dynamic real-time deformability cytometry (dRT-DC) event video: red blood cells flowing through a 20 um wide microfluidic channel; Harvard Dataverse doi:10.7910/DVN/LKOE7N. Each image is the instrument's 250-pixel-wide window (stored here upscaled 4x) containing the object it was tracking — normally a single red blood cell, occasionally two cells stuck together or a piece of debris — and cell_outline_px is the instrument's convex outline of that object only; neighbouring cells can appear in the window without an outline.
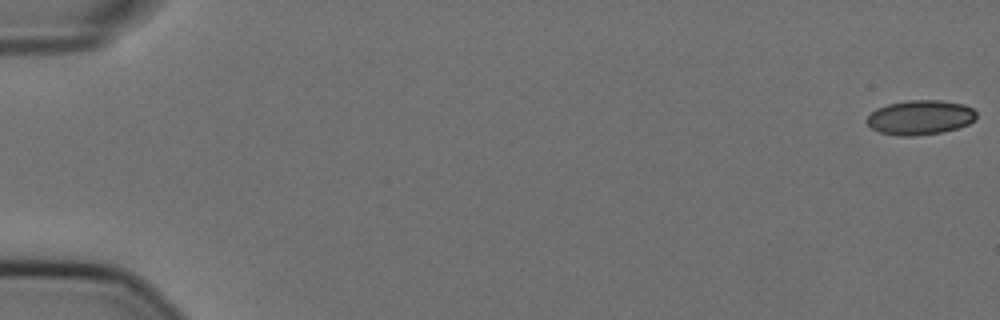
{"species": "Egyptian fruit bat (a non-hibernating species)", "species_latin": "Rousettus aegyptiacus", "temperature_condition": "cold", "stored_images_in_passage": 57, "camera_frame_rate_fps": 3000, "um_per_image_px": 0.085, "animal": {"sex": "female"}, "frame": {"image": 1, "passage_image": 1, "time_ms": 0.0, "image_size_px": [1000, 320], "cell_outline_px": [[976, 120], [968, 124], [956, 128], [940, 132], [916, 136], [900, 136], [880, 132], [872, 128], [864, 120], [876, 108], [888, 104], [908, 100], [940, 100], [964, 104], [972, 108], [976, 112]], "centroid_in_image_um": [78.21, 9.98], "position_along_channel_um": 6.8, "area_um2": 22.08}}
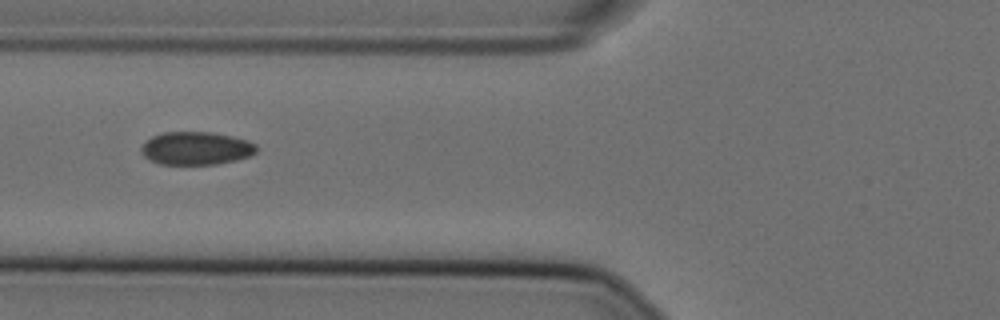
{"frame": {"image": 2, "passage_image": 23, "time_ms": 7.333, "image_size_px": [1000, 320], "cell_outline_px": [[256, 152], [248, 156], [236, 160], [216, 164], [160, 164], [144, 156], [140, 152], [140, 148], [152, 136], [164, 132], [212, 132], [232, 136], [248, 140], [256, 144]], "centroid_in_image_um": [16.67, 12.6], "position_along_channel_um": 109.1, "area_um2": 22.08}}
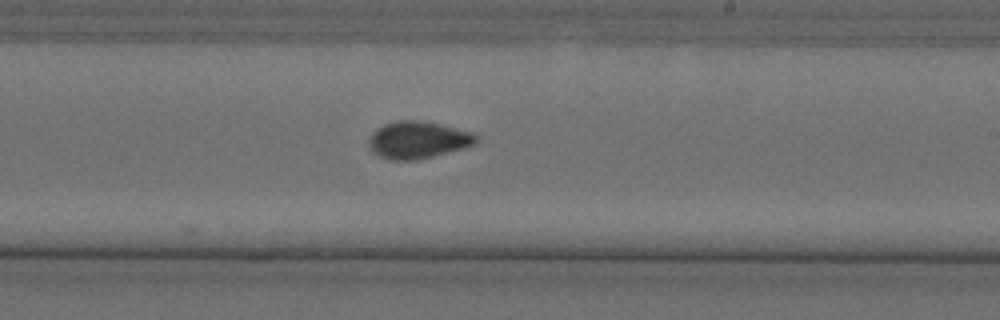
{"frame": {"image": 3, "passage_image": 35, "time_ms": 11.333, "image_size_px": [1000, 320], "cell_outline_px": [[480, 140], [476, 144], [464, 148], [416, 160], [388, 160], [372, 152], [368, 148], [368, 140], [372, 132], [376, 128], [384, 124], [396, 120], [420, 120], [440, 124], [476, 132], [480, 136]], "centroid_in_image_um": [35.55, 11.88], "position_along_channel_um": 253.5, "area_um2": 23.76}, "authors_computed_cell_mechanics": {"area_um2": 22.542, "velocity_mm_per_s": 3.603, "shape_relaxation_time_tau1_ms": null, "shape_relaxation_time_tau2_ms": 1.5291, "deformation_change_tau1": null, "deformation_change_tau2": 0.0459}}